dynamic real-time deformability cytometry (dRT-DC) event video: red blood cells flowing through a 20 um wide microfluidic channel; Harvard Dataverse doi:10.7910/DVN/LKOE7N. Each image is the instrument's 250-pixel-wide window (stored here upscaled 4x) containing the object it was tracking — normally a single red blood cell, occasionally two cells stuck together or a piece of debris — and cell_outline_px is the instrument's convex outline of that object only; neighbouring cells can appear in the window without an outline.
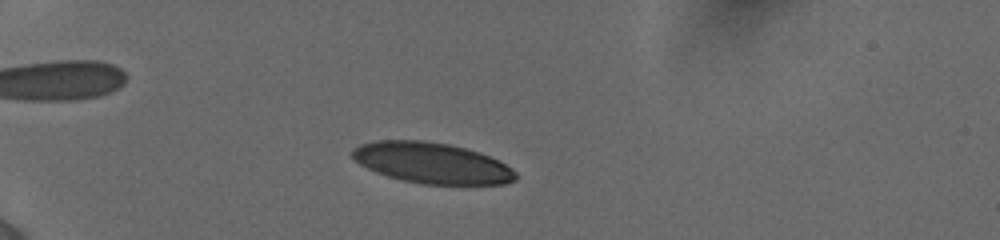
{"species": "human", "species_latin": "Homo sapiens", "temperature_condition": "cold", "stored_images_in_passage": 48, "camera_frame_rate_fps": 3000, "um_per_image_px": 0.085, "donor": {"sex": "female"}, "frame": {"image": 1, "passage_image": 10, "time_ms": 3.0, "image_size_px": [1000, 240], "cell_outline_px": [[516, 180], [504, 184], [424, 184], [404, 180], [388, 176], [376, 172], [360, 164], [352, 156], [352, 148], [360, 144], [376, 140], [424, 140], [448, 144], [480, 152], [512, 168], [516, 172]], "centroid_in_image_um": [36.7, 13.84], "position_along_channel_um": 48.3, "area_um2": 38.61}}
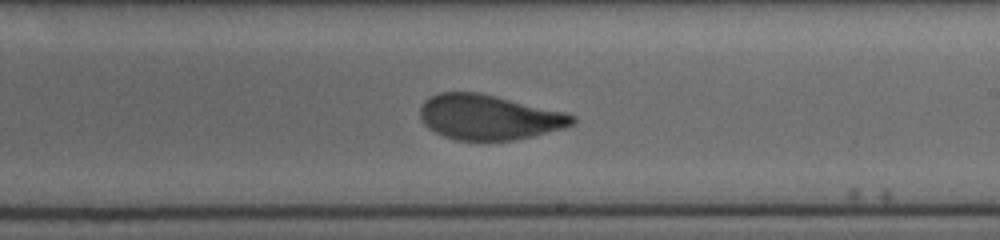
{"frame": {"image": 2, "passage_image": 29, "time_ms": 9.333, "image_size_px": [1000, 240], "cell_outline_px": [[576, 120], [572, 124], [564, 128], [532, 136], [512, 140], [456, 140], [444, 136], [428, 128], [420, 120], [420, 108], [424, 100], [428, 96], [440, 92], [476, 92], [564, 112], [576, 116]], "centroid_in_image_um": [41.5, 9.96], "position_along_channel_um": 247.5, "area_um2": 39.65}}
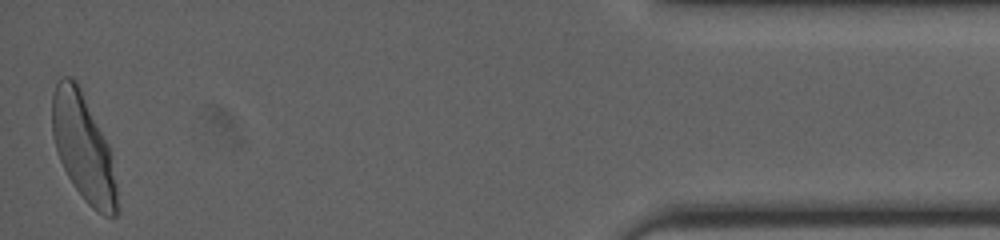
{"frame": {"image": 3, "passage_image": 48, "time_ms": 15.667, "image_size_px": [1000, 240], "cell_outline_px": [[120, 212], [116, 216], [104, 216], [96, 212], [84, 200], [68, 176], [60, 160], [56, 148], [52, 132], [52, 96], [56, 84], [64, 76], [72, 76], [76, 80], [108, 144], [116, 184], [120, 208]], "centroid_in_image_um": [7.09, 12.6], "position_along_channel_um": 428.1, "area_um2": 40.17}, "authors_computed_cell_mechanics": {"area_um2": 39.9109, "velocity_mm_per_s": 3.8712, "shape_relaxation_time_tau1_ms": 4.7918, "shape_relaxation_time_tau2_ms": 0.9024, "deformation_change_tau1": 0.1696, "deformation_change_tau2": 0.0686}}